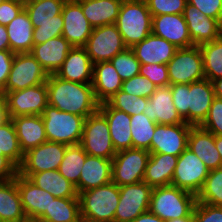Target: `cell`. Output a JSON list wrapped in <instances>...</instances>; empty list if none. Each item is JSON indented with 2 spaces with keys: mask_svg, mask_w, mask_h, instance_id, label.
Segmentation results:
<instances>
[{
  "mask_svg": "<svg viewBox=\"0 0 222 222\" xmlns=\"http://www.w3.org/2000/svg\"><path fill=\"white\" fill-rule=\"evenodd\" d=\"M48 105L84 118L99 108L91 83L66 81L55 74L48 76Z\"/></svg>",
  "mask_w": 222,
  "mask_h": 222,
  "instance_id": "6da1fadb",
  "label": "cell"
},
{
  "mask_svg": "<svg viewBox=\"0 0 222 222\" xmlns=\"http://www.w3.org/2000/svg\"><path fill=\"white\" fill-rule=\"evenodd\" d=\"M173 104L186 123L199 126L207 117L215 98L213 84L210 80H202L190 84L169 85Z\"/></svg>",
  "mask_w": 222,
  "mask_h": 222,
  "instance_id": "7a4b0ae2",
  "label": "cell"
},
{
  "mask_svg": "<svg viewBox=\"0 0 222 222\" xmlns=\"http://www.w3.org/2000/svg\"><path fill=\"white\" fill-rule=\"evenodd\" d=\"M80 217L86 222H114L118 206L119 186L113 182L78 194Z\"/></svg>",
  "mask_w": 222,
  "mask_h": 222,
  "instance_id": "3957f363",
  "label": "cell"
},
{
  "mask_svg": "<svg viewBox=\"0 0 222 222\" xmlns=\"http://www.w3.org/2000/svg\"><path fill=\"white\" fill-rule=\"evenodd\" d=\"M196 202L195 194L172 184L154 187L149 211L164 221L186 218L193 212Z\"/></svg>",
  "mask_w": 222,
  "mask_h": 222,
  "instance_id": "277c9868",
  "label": "cell"
},
{
  "mask_svg": "<svg viewBox=\"0 0 222 222\" xmlns=\"http://www.w3.org/2000/svg\"><path fill=\"white\" fill-rule=\"evenodd\" d=\"M115 24L127 48L141 42L152 33V15L146 1L122 2Z\"/></svg>",
  "mask_w": 222,
  "mask_h": 222,
  "instance_id": "5b68a950",
  "label": "cell"
},
{
  "mask_svg": "<svg viewBox=\"0 0 222 222\" xmlns=\"http://www.w3.org/2000/svg\"><path fill=\"white\" fill-rule=\"evenodd\" d=\"M47 140L65 145L80 144L84 122L83 116H78L48 105L41 115Z\"/></svg>",
  "mask_w": 222,
  "mask_h": 222,
  "instance_id": "8992f818",
  "label": "cell"
},
{
  "mask_svg": "<svg viewBox=\"0 0 222 222\" xmlns=\"http://www.w3.org/2000/svg\"><path fill=\"white\" fill-rule=\"evenodd\" d=\"M80 145L91 156L113 159L116 155L107 120L99 110L86 117Z\"/></svg>",
  "mask_w": 222,
  "mask_h": 222,
  "instance_id": "52a82bcc",
  "label": "cell"
},
{
  "mask_svg": "<svg viewBox=\"0 0 222 222\" xmlns=\"http://www.w3.org/2000/svg\"><path fill=\"white\" fill-rule=\"evenodd\" d=\"M170 85L190 84L205 78L203 58L199 46L178 48L167 63Z\"/></svg>",
  "mask_w": 222,
  "mask_h": 222,
  "instance_id": "ba28073f",
  "label": "cell"
},
{
  "mask_svg": "<svg viewBox=\"0 0 222 222\" xmlns=\"http://www.w3.org/2000/svg\"><path fill=\"white\" fill-rule=\"evenodd\" d=\"M48 76L30 52L15 53L7 83L1 92H12L46 83Z\"/></svg>",
  "mask_w": 222,
  "mask_h": 222,
  "instance_id": "9c48e42d",
  "label": "cell"
},
{
  "mask_svg": "<svg viewBox=\"0 0 222 222\" xmlns=\"http://www.w3.org/2000/svg\"><path fill=\"white\" fill-rule=\"evenodd\" d=\"M149 157L144 149L118 151L112 159V182L120 187L143 181Z\"/></svg>",
  "mask_w": 222,
  "mask_h": 222,
  "instance_id": "30bf717a",
  "label": "cell"
},
{
  "mask_svg": "<svg viewBox=\"0 0 222 222\" xmlns=\"http://www.w3.org/2000/svg\"><path fill=\"white\" fill-rule=\"evenodd\" d=\"M84 48L93 64L113 59L127 47L116 24L95 27Z\"/></svg>",
  "mask_w": 222,
  "mask_h": 222,
  "instance_id": "8fae6325",
  "label": "cell"
},
{
  "mask_svg": "<svg viewBox=\"0 0 222 222\" xmlns=\"http://www.w3.org/2000/svg\"><path fill=\"white\" fill-rule=\"evenodd\" d=\"M5 95L9 118L24 115H42L48 106L47 84H39L28 88L2 92Z\"/></svg>",
  "mask_w": 222,
  "mask_h": 222,
  "instance_id": "7c38bea8",
  "label": "cell"
},
{
  "mask_svg": "<svg viewBox=\"0 0 222 222\" xmlns=\"http://www.w3.org/2000/svg\"><path fill=\"white\" fill-rule=\"evenodd\" d=\"M152 189L144 181L120 186L114 222H132L140 214L149 211Z\"/></svg>",
  "mask_w": 222,
  "mask_h": 222,
  "instance_id": "4fadbf2b",
  "label": "cell"
},
{
  "mask_svg": "<svg viewBox=\"0 0 222 222\" xmlns=\"http://www.w3.org/2000/svg\"><path fill=\"white\" fill-rule=\"evenodd\" d=\"M208 174L209 169L205 163L186 148L178 156L171 184L197 195Z\"/></svg>",
  "mask_w": 222,
  "mask_h": 222,
  "instance_id": "5bb4252c",
  "label": "cell"
},
{
  "mask_svg": "<svg viewBox=\"0 0 222 222\" xmlns=\"http://www.w3.org/2000/svg\"><path fill=\"white\" fill-rule=\"evenodd\" d=\"M65 144L46 141L24 153L18 168L19 174H34L47 170H58L66 151Z\"/></svg>",
  "mask_w": 222,
  "mask_h": 222,
  "instance_id": "9a60e30c",
  "label": "cell"
},
{
  "mask_svg": "<svg viewBox=\"0 0 222 222\" xmlns=\"http://www.w3.org/2000/svg\"><path fill=\"white\" fill-rule=\"evenodd\" d=\"M190 124H157L151 140L150 153L179 156L188 145Z\"/></svg>",
  "mask_w": 222,
  "mask_h": 222,
  "instance_id": "2e32d148",
  "label": "cell"
},
{
  "mask_svg": "<svg viewBox=\"0 0 222 222\" xmlns=\"http://www.w3.org/2000/svg\"><path fill=\"white\" fill-rule=\"evenodd\" d=\"M61 14L64 20L62 36L73 47H84L93 27L84 16L81 4L74 0H66Z\"/></svg>",
  "mask_w": 222,
  "mask_h": 222,
  "instance_id": "e0dca14e",
  "label": "cell"
},
{
  "mask_svg": "<svg viewBox=\"0 0 222 222\" xmlns=\"http://www.w3.org/2000/svg\"><path fill=\"white\" fill-rule=\"evenodd\" d=\"M16 183L28 221L39 219L46 210H49L51 202L55 197L19 173L16 175Z\"/></svg>",
  "mask_w": 222,
  "mask_h": 222,
  "instance_id": "ac0fdd59",
  "label": "cell"
},
{
  "mask_svg": "<svg viewBox=\"0 0 222 222\" xmlns=\"http://www.w3.org/2000/svg\"><path fill=\"white\" fill-rule=\"evenodd\" d=\"M152 33L162 37L177 48L193 46L183 14L152 16Z\"/></svg>",
  "mask_w": 222,
  "mask_h": 222,
  "instance_id": "d6986e66",
  "label": "cell"
},
{
  "mask_svg": "<svg viewBox=\"0 0 222 222\" xmlns=\"http://www.w3.org/2000/svg\"><path fill=\"white\" fill-rule=\"evenodd\" d=\"M148 99L143 113L151 121L164 125L186 123L173 104L170 86L158 87Z\"/></svg>",
  "mask_w": 222,
  "mask_h": 222,
  "instance_id": "ffe728a7",
  "label": "cell"
},
{
  "mask_svg": "<svg viewBox=\"0 0 222 222\" xmlns=\"http://www.w3.org/2000/svg\"><path fill=\"white\" fill-rule=\"evenodd\" d=\"M183 17L193 45L200 46L220 37V23L216 19L205 16L195 6L186 3Z\"/></svg>",
  "mask_w": 222,
  "mask_h": 222,
  "instance_id": "44dd1931",
  "label": "cell"
},
{
  "mask_svg": "<svg viewBox=\"0 0 222 222\" xmlns=\"http://www.w3.org/2000/svg\"><path fill=\"white\" fill-rule=\"evenodd\" d=\"M140 64H166L178 48L167 40L150 33L131 48Z\"/></svg>",
  "mask_w": 222,
  "mask_h": 222,
  "instance_id": "7402d4cb",
  "label": "cell"
},
{
  "mask_svg": "<svg viewBox=\"0 0 222 222\" xmlns=\"http://www.w3.org/2000/svg\"><path fill=\"white\" fill-rule=\"evenodd\" d=\"M93 65L84 47H73L55 75L66 81L92 83Z\"/></svg>",
  "mask_w": 222,
  "mask_h": 222,
  "instance_id": "603a6c76",
  "label": "cell"
},
{
  "mask_svg": "<svg viewBox=\"0 0 222 222\" xmlns=\"http://www.w3.org/2000/svg\"><path fill=\"white\" fill-rule=\"evenodd\" d=\"M98 110L107 120L111 141L116 152L131 149V116L123 111L113 108L108 102L99 104Z\"/></svg>",
  "mask_w": 222,
  "mask_h": 222,
  "instance_id": "cb8c5ba5",
  "label": "cell"
},
{
  "mask_svg": "<svg viewBox=\"0 0 222 222\" xmlns=\"http://www.w3.org/2000/svg\"><path fill=\"white\" fill-rule=\"evenodd\" d=\"M72 48L73 46L63 36H58L49 39L45 43L33 45L30 53L45 71L51 75L60 69Z\"/></svg>",
  "mask_w": 222,
  "mask_h": 222,
  "instance_id": "d4e9b609",
  "label": "cell"
},
{
  "mask_svg": "<svg viewBox=\"0 0 222 222\" xmlns=\"http://www.w3.org/2000/svg\"><path fill=\"white\" fill-rule=\"evenodd\" d=\"M110 182H112V159L87 155L76 186L78 194Z\"/></svg>",
  "mask_w": 222,
  "mask_h": 222,
  "instance_id": "484cf974",
  "label": "cell"
},
{
  "mask_svg": "<svg viewBox=\"0 0 222 222\" xmlns=\"http://www.w3.org/2000/svg\"><path fill=\"white\" fill-rule=\"evenodd\" d=\"M209 170L222 166L221 156L215 146V135L200 126H191L188 145Z\"/></svg>",
  "mask_w": 222,
  "mask_h": 222,
  "instance_id": "4316f807",
  "label": "cell"
},
{
  "mask_svg": "<svg viewBox=\"0 0 222 222\" xmlns=\"http://www.w3.org/2000/svg\"><path fill=\"white\" fill-rule=\"evenodd\" d=\"M122 80L110 61L93 65L92 87L96 101L107 102L122 88Z\"/></svg>",
  "mask_w": 222,
  "mask_h": 222,
  "instance_id": "83f0119b",
  "label": "cell"
},
{
  "mask_svg": "<svg viewBox=\"0 0 222 222\" xmlns=\"http://www.w3.org/2000/svg\"><path fill=\"white\" fill-rule=\"evenodd\" d=\"M23 153L48 141L41 115H24L11 118Z\"/></svg>",
  "mask_w": 222,
  "mask_h": 222,
  "instance_id": "f1b7e54d",
  "label": "cell"
},
{
  "mask_svg": "<svg viewBox=\"0 0 222 222\" xmlns=\"http://www.w3.org/2000/svg\"><path fill=\"white\" fill-rule=\"evenodd\" d=\"M178 156L150 153L143 181L152 188L171 185Z\"/></svg>",
  "mask_w": 222,
  "mask_h": 222,
  "instance_id": "f546056e",
  "label": "cell"
},
{
  "mask_svg": "<svg viewBox=\"0 0 222 222\" xmlns=\"http://www.w3.org/2000/svg\"><path fill=\"white\" fill-rule=\"evenodd\" d=\"M0 221L28 222L21 203L16 177L0 182Z\"/></svg>",
  "mask_w": 222,
  "mask_h": 222,
  "instance_id": "4dcf8cb0",
  "label": "cell"
},
{
  "mask_svg": "<svg viewBox=\"0 0 222 222\" xmlns=\"http://www.w3.org/2000/svg\"><path fill=\"white\" fill-rule=\"evenodd\" d=\"M10 51L13 53L31 52L34 27L28 13L23 9L7 26Z\"/></svg>",
  "mask_w": 222,
  "mask_h": 222,
  "instance_id": "1f68e13d",
  "label": "cell"
},
{
  "mask_svg": "<svg viewBox=\"0 0 222 222\" xmlns=\"http://www.w3.org/2000/svg\"><path fill=\"white\" fill-rule=\"evenodd\" d=\"M55 198L78 197L76 186L63 177L58 170H47L34 174H20Z\"/></svg>",
  "mask_w": 222,
  "mask_h": 222,
  "instance_id": "d6a6232c",
  "label": "cell"
},
{
  "mask_svg": "<svg viewBox=\"0 0 222 222\" xmlns=\"http://www.w3.org/2000/svg\"><path fill=\"white\" fill-rule=\"evenodd\" d=\"M78 2L81 4L84 16L93 28L115 24L122 5V2L118 0H84Z\"/></svg>",
  "mask_w": 222,
  "mask_h": 222,
  "instance_id": "836d02e7",
  "label": "cell"
},
{
  "mask_svg": "<svg viewBox=\"0 0 222 222\" xmlns=\"http://www.w3.org/2000/svg\"><path fill=\"white\" fill-rule=\"evenodd\" d=\"M66 0H24V9L32 23L64 21L62 9Z\"/></svg>",
  "mask_w": 222,
  "mask_h": 222,
  "instance_id": "e575fe53",
  "label": "cell"
},
{
  "mask_svg": "<svg viewBox=\"0 0 222 222\" xmlns=\"http://www.w3.org/2000/svg\"><path fill=\"white\" fill-rule=\"evenodd\" d=\"M39 219L44 222H81L79 197L55 198Z\"/></svg>",
  "mask_w": 222,
  "mask_h": 222,
  "instance_id": "d590c367",
  "label": "cell"
},
{
  "mask_svg": "<svg viewBox=\"0 0 222 222\" xmlns=\"http://www.w3.org/2000/svg\"><path fill=\"white\" fill-rule=\"evenodd\" d=\"M87 155L80 144L66 146L64 157L58 168L59 173L77 186Z\"/></svg>",
  "mask_w": 222,
  "mask_h": 222,
  "instance_id": "8d00e7d4",
  "label": "cell"
},
{
  "mask_svg": "<svg viewBox=\"0 0 222 222\" xmlns=\"http://www.w3.org/2000/svg\"><path fill=\"white\" fill-rule=\"evenodd\" d=\"M0 155L8 158L17 168L21 166L24 159L11 119L0 125Z\"/></svg>",
  "mask_w": 222,
  "mask_h": 222,
  "instance_id": "74e56055",
  "label": "cell"
},
{
  "mask_svg": "<svg viewBox=\"0 0 222 222\" xmlns=\"http://www.w3.org/2000/svg\"><path fill=\"white\" fill-rule=\"evenodd\" d=\"M205 78L211 82L222 77V37L199 46Z\"/></svg>",
  "mask_w": 222,
  "mask_h": 222,
  "instance_id": "f35d334b",
  "label": "cell"
},
{
  "mask_svg": "<svg viewBox=\"0 0 222 222\" xmlns=\"http://www.w3.org/2000/svg\"><path fill=\"white\" fill-rule=\"evenodd\" d=\"M130 131L132 148L150 152L151 140L157 123L150 120L144 113L131 116Z\"/></svg>",
  "mask_w": 222,
  "mask_h": 222,
  "instance_id": "ab89813d",
  "label": "cell"
},
{
  "mask_svg": "<svg viewBox=\"0 0 222 222\" xmlns=\"http://www.w3.org/2000/svg\"><path fill=\"white\" fill-rule=\"evenodd\" d=\"M196 201L222 207V166L209 170L201 190L196 195Z\"/></svg>",
  "mask_w": 222,
  "mask_h": 222,
  "instance_id": "60d3db41",
  "label": "cell"
},
{
  "mask_svg": "<svg viewBox=\"0 0 222 222\" xmlns=\"http://www.w3.org/2000/svg\"><path fill=\"white\" fill-rule=\"evenodd\" d=\"M149 99L145 97H137L122 91L121 89L112 96L107 102L115 109L123 111L132 116L143 113Z\"/></svg>",
  "mask_w": 222,
  "mask_h": 222,
  "instance_id": "b9f144b4",
  "label": "cell"
},
{
  "mask_svg": "<svg viewBox=\"0 0 222 222\" xmlns=\"http://www.w3.org/2000/svg\"><path fill=\"white\" fill-rule=\"evenodd\" d=\"M122 81L139 74L140 62L131 48H126L110 60Z\"/></svg>",
  "mask_w": 222,
  "mask_h": 222,
  "instance_id": "7bdbcfd3",
  "label": "cell"
},
{
  "mask_svg": "<svg viewBox=\"0 0 222 222\" xmlns=\"http://www.w3.org/2000/svg\"><path fill=\"white\" fill-rule=\"evenodd\" d=\"M157 89V86L143 75L134 77L122 82L121 90L137 97L149 98Z\"/></svg>",
  "mask_w": 222,
  "mask_h": 222,
  "instance_id": "ee69618b",
  "label": "cell"
},
{
  "mask_svg": "<svg viewBox=\"0 0 222 222\" xmlns=\"http://www.w3.org/2000/svg\"><path fill=\"white\" fill-rule=\"evenodd\" d=\"M152 16L183 14L187 0H145Z\"/></svg>",
  "mask_w": 222,
  "mask_h": 222,
  "instance_id": "f6af8a7d",
  "label": "cell"
},
{
  "mask_svg": "<svg viewBox=\"0 0 222 222\" xmlns=\"http://www.w3.org/2000/svg\"><path fill=\"white\" fill-rule=\"evenodd\" d=\"M32 24L34 27V32H33L34 45L45 43L51 38L62 36L64 21L32 23Z\"/></svg>",
  "mask_w": 222,
  "mask_h": 222,
  "instance_id": "bcb514c9",
  "label": "cell"
},
{
  "mask_svg": "<svg viewBox=\"0 0 222 222\" xmlns=\"http://www.w3.org/2000/svg\"><path fill=\"white\" fill-rule=\"evenodd\" d=\"M199 126L214 135L222 136V98H214L207 117Z\"/></svg>",
  "mask_w": 222,
  "mask_h": 222,
  "instance_id": "7dc6e473",
  "label": "cell"
},
{
  "mask_svg": "<svg viewBox=\"0 0 222 222\" xmlns=\"http://www.w3.org/2000/svg\"><path fill=\"white\" fill-rule=\"evenodd\" d=\"M139 74L147 77L157 88L170 85L166 64H140Z\"/></svg>",
  "mask_w": 222,
  "mask_h": 222,
  "instance_id": "c3c4849f",
  "label": "cell"
},
{
  "mask_svg": "<svg viewBox=\"0 0 222 222\" xmlns=\"http://www.w3.org/2000/svg\"><path fill=\"white\" fill-rule=\"evenodd\" d=\"M193 217L195 222H222V207L196 202Z\"/></svg>",
  "mask_w": 222,
  "mask_h": 222,
  "instance_id": "681fc988",
  "label": "cell"
},
{
  "mask_svg": "<svg viewBox=\"0 0 222 222\" xmlns=\"http://www.w3.org/2000/svg\"><path fill=\"white\" fill-rule=\"evenodd\" d=\"M187 3L198 8L205 16L222 20V0H187Z\"/></svg>",
  "mask_w": 222,
  "mask_h": 222,
  "instance_id": "f907efd6",
  "label": "cell"
},
{
  "mask_svg": "<svg viewBox=\"0 0 222 222\" xmlns=\"http://www.w3.org/2000/svg\"><path fill=\"white\" fill-rule=\"evenodd\" d=\"M24 9V0H5L0 4V24L7 26Z\"/></svg>",
  "mask_w": 222,
  "mask_h": 222,
  "instance_id": "816d5d0a",
  "label": "cell"
},
{
  "mask_svg": "<svg viewBox=\"0 0 222 222\" xmlns=\"http://www.w3.org/2000/svg\"><path fill=\"white\" fill-rule=\"evenodd\" d=\"M15 53L0 50V92L5 88Z\"/></svg>",
  "mask_w": 222,
  "mask_h": 222,
  "instance_id": "f5cc1de1",
  "label": "cell"
},
{
  "mask_svg": "<svg viewBox=\"0 0 222 222\" xmlns=\"http://www.w3.org/2000/svg\"><path fill=\"white\" fill-rule=\"evenodd\" d=\"M18 174V168L5 156L0 155V182L14 179Z\"/></svg>",
  "mask_w": 222,
  "mask_h": 222,
  "instance_id": "db71d44e",
  "label": "cell"
},
{
  "mask_svg": "<svg viewBox=\"0 0 222 222\" xmlns=\"http://www.w3.org/2000/svg\"><path fill=\"white\" fill-rule=\"evenodd\" d=\"M132 222H165L157 215H154L152 212L147 211L140 214L137 218H135Z\"/></svg>",
  "mask_w": 222,
  "mask_h": 222,
  "instance_id": "11a10c76",
  "label": "cell"
},
{
  "mask_svg": "<svg viewBox=\"0 0 222 222\" xmlns=\"http://www.w3.org/2000/svg\"><path fill=\"white\" fill-rule=\"evenodd\" d=\"M9 119L10 118L7 110L5 95L2 92H0V125L5 123Z\"/></svg>",
  "mask_w": 222,
  "mask_h": 222,
  "instance_id": "9f6ffc18",
  "label": "cell"
},
{
  "mask_svg": "<svg viewBox=\"0 0 222 222\" xmlns=\"http://www.w3.org/2000/svg\"><path fill=\"white\" fill-rule=\"evenodd\" d=\"M0 50H10L6 26L0 24Z\"/></svg>",
  "mask_w": 222,
  "mask_h": 222,
  "instance_id": "6f0895ef",
  "label": "cell"
},
{
  "mask_svg": "<svg viewBox=\"0 0 222 222\" xmlns=\"http://www.w3.org/2000/svg\"><path fill=\"white\" fill-rule=\"evenodd\" d=\"M215 97L222 98V77L212 81Z\"/></svg>",
  "mask_w": 222,
  "mask_h": 222,
  "instance_id": "680465c9",
  "label": "cell"
},
{
  "mask_svg": "<svg viewBox=\"0 0 222 222\" xmlns=\"http://www.w3.org/2000/svg\"><path fill=\"white\" fill-rule=\"evenodd\" d=\"M165 222H195L193 217V212L186 218H175Z\"/></svg>",
  "mask_w": 222,
  "mask_h": 222,
  "instance_id": "91938a15",
  "label": "cell"
},
{
  "mask_svg": "<svg viewBox=\"0 0 222 222\" xmlns=\"http://www.w3.org/2000/svg\"><path fill=\"white\" fill-rule=\"evenodd\" d=\"M215 146L222 159V136L215 135Z\"/></svg>",
  "mask_w": 222,
  "mask_h": 222,
  "instance_id": "94428289",
  "label": "cell"
},
{
  "mask_svg": "<svg viewBox=\"0 0 222 222\" xmlns=\"http://www.w3.org/2000/svg\"><path fill=\"white\" fill-rule=\"evenodd\" d=\"M120 2H133V1H139V0H118Z\"/></svg>",
  "mask_w": 222,
  "mask_h": 222,
  "instance_id": "6125c7cd",
  "label": "cell"
},
{
  "mask_svg": "<svg viewBox=\"0 0 222 222\" xmlns=\"http://www.w3.org/2000/svg\"><path fill=\"white\" fill-rule=\"evenodd\" d=\"M28 222H44V221H42L40 219H35V220H29Z\"/></svg>",
  "mask_w": 222,
  "mask_h": 222,
  "instance_id": "be15d7a7",
  "label": "cell"
},
{
  "mask_svg": "<svg viewBox=\"0 0 222 222\" xmlns=\"http://www.w3.org/2000/svg\"><path fill=\"white\" fill-rule=\"evenodd\" d=\"M220 37H222V20L220 22Z\"/></svg>",
  "mask_w": 222,
  "mask_h": 222,
  "instance_id": "e7e4bbea",
  "label": "cell"
}]
</instances>
